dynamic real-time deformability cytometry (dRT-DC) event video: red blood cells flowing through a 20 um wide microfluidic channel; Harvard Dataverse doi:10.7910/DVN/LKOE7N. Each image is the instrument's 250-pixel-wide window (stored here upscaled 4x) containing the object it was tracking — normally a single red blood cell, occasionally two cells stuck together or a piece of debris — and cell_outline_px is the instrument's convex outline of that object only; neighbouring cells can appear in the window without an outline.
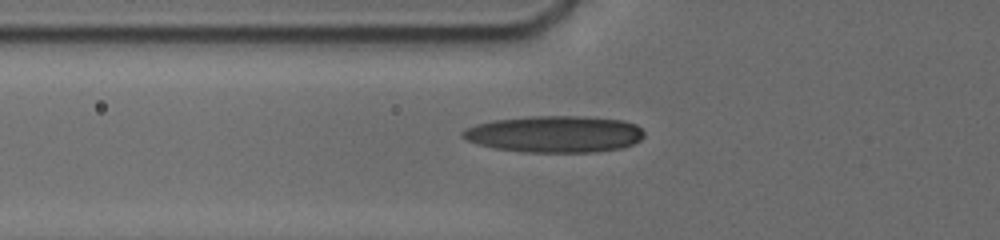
{"species": "human", "species_latin": "Homo sapiens", "temperature_condition": "cold", "stored_images_in_passage": 22, "camera_frame_rate_fps": 3000, "um_per_image_px": 0.085, "donor": {"sex": "male"}, "frame": {"image": 1, "passage_image": 14, "time_ms": 7.0, "image_size_px": [1000, 240], "cell_outline_px": [[644, 136], [640, 140], [632, 144], [620, 148], [592, 152], [520, 152], [492, 148], [468, 140], [460, 136], [460, 132], [476, 124], [492, 120], [528, 116], [580, 116], [624, 120], [636, 124], [644, 132]], "centroid_in_image_um": [47.14, 11.39], "position_along_channel_um": 78.7, "area_um2": 38.9}}
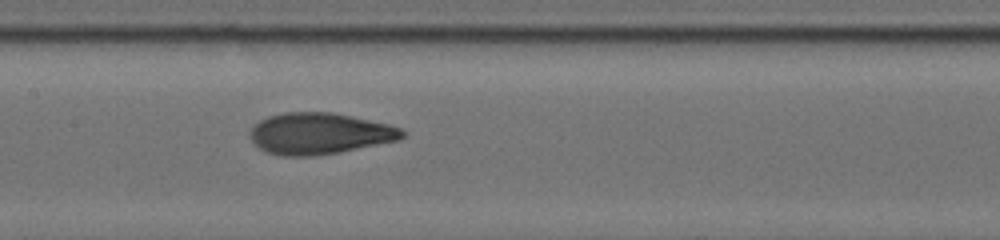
{"frame": {"image": 2, "passage_image": 20, "time_ms": 9.667, "image_size_px": [1000, 240], "cell_outline_px": [[404, 136], [400, 140], [340, 152], [316, 156], [284, 156], [268, 152], [260, 148], [248, 136], [252, 124], [268, 116], [284, 112], [332, 112], [352, 116], [388, 124], [400, 128], [404, 132]], "centroid_in_image_um": [27.14, 11.35], "position_along_channel_um": 180.3, "area_um2": 36.82}}
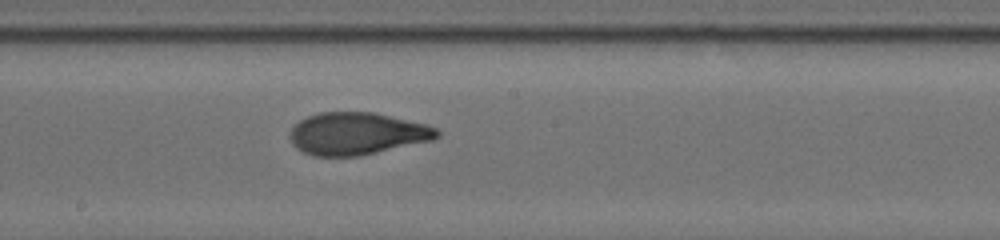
{"frame": {"image": 3, "passage_image": 22, "time_ms": 10.667, "image_size_px": [1000, 240], "cell_outline_px": [[440, 136], [432, 140], [356, 156], [312, 156], [296, 148], [292, 144], [288, 136], [292, 128], [300, 120], [308, 116], [320, 112], [372, 112], [424, 124], [436, 128], [440, 132]], "centroid_in_image_um": [30.29, 11.36], "position_along_channel_um": 217.9, "area_um2": 35.89}}